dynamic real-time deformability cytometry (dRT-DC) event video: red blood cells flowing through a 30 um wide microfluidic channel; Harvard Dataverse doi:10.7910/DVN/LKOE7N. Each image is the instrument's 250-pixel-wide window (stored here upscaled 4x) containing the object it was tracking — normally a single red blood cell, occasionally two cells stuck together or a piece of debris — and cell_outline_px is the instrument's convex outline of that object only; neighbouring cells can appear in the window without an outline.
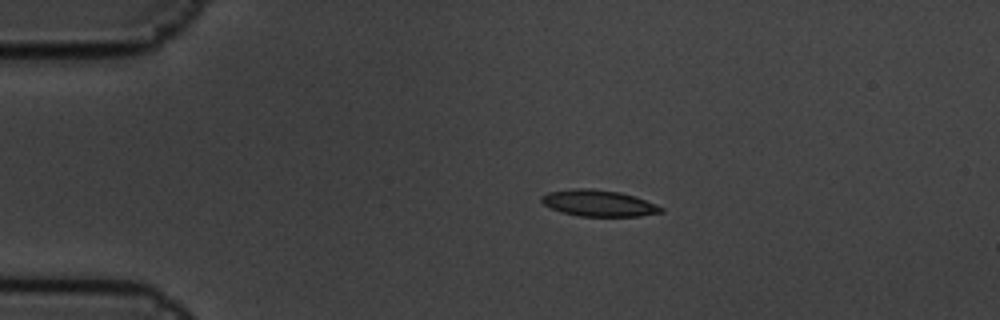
{"species": "common noctule bat (a hibernating species)", "species_latin": "Nyctalus noctula", "temperature_condition": "cold", "stored_images_in_passage": 7, "camera_frame_rate_fps": 3000, "um_per_image_px": 0.085, "animal": {"sex": "male", "body_mass_g": 19.5, "forearm_length_mm": 54.6}, "frame": {"image": 1, "passage_image": 3, "time_ms": 0.667, "image_size_px": [1000, 320], "cell_outline_px": [[664, 212], [640, 216], [580, 216], [560, 212], [544, 204], [540, 200], [540, 196], [548, 192], [572, 188], [592, 188], [620, 192], [656, 204], [664, 208]], "centroid_in_image_um": [50.86, 17.26], "position_along_channel_um": 34.1, "area_um2": 18.38}}
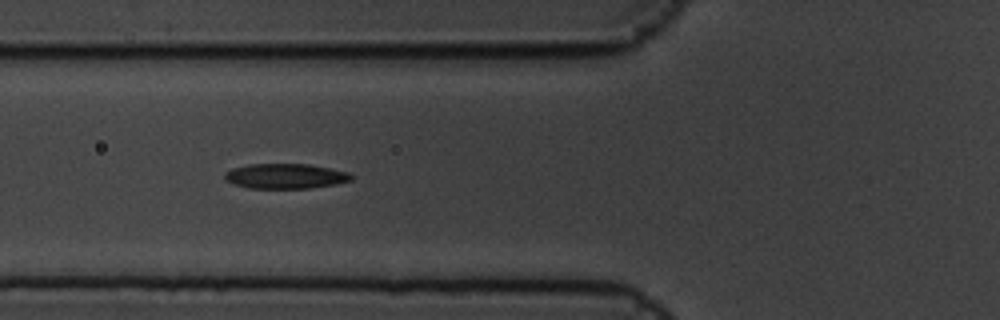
{"frame": {"image": 2, "passage_image": 6, "time_ms": 1.667, "image_size_px": [1000, 320], "cell_outline_px": [[352, 180], [336, 184], [308, 188], [248, 188], [232, 184], [224, 180], [224, 172], [232, 168], [248, 164], [308, 164], [348, 172], [352, 176]], "centroid_in_image_um": [24.2, 14.97], "position_along_channel_um": 101.6, "area_um2": 18.5}}
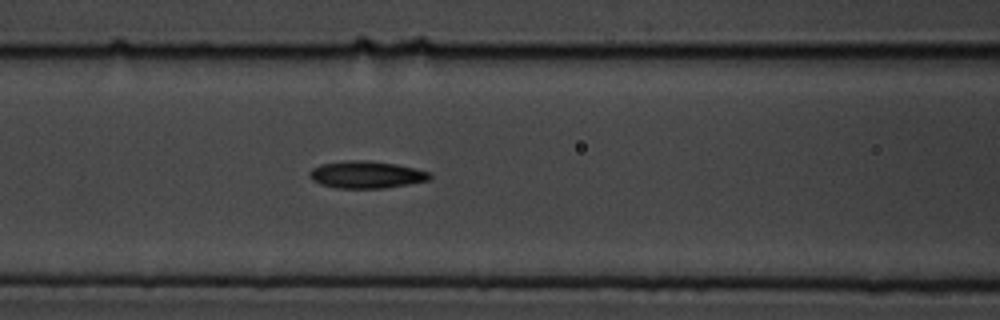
{"frame": {"image": 3, "passage_image": 7, "time_ms": 2.0, "image_size_px": [1000, 320], "cell_outline_px": [[432, 176], [428, 180], [408, 184], [384, 188], [336, 188], [320, 184], [312, 180], [308, 176], [308, 172], [312, 168], [320, 164], [348, 160], [368, 160], [396, 164], [432, 172]], "centroid_in_image_um": [31.12, 14.84], "position_along_channel_um": 135.5, "area_um2": 19.19}}